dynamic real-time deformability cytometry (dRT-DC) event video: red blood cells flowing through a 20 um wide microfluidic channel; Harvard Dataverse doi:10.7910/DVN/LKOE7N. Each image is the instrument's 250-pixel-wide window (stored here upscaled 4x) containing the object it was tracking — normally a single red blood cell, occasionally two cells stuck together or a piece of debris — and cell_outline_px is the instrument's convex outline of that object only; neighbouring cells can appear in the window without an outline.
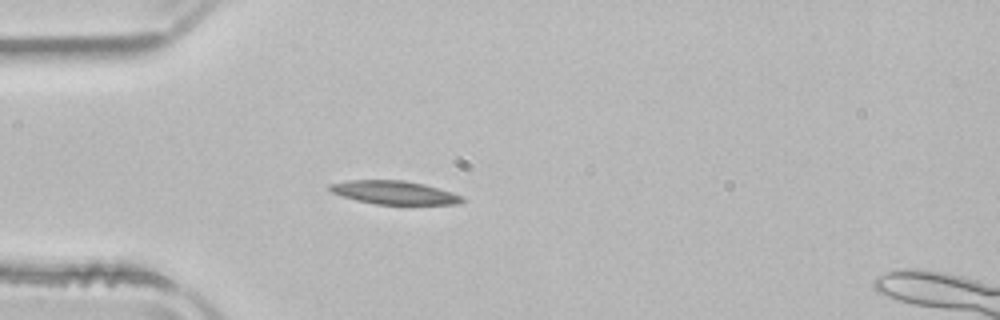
{"species": "common noctule bat (a hibernating species)", "species_latin": "Nyctalus noctula", "temperature_condition": "room temperature", "stored_images_in_passage": 4, "camera_frame_rate_fps": 3000, "um_per_image_px": 0.085, "animal": {"sex": "male", "body_mass_g": 21.5, "forearm_length_mm": 52.0}, "frame": {"image": 1, "passage_image": 4, "time_ms": 1.0, "image_size_px": [1000, 320], "cell_outline_px": [[464, 200], [460, 204], [376, 204], [356, 200], [332, 192], [328, 188], [328, 184], [348, 180], [404, 180], [424, 184], [452, 192], [464, 196]], "centroid_in_image_um": [33.53, 16.36], "position_along_channel_um": 51.5, "area_um2": 18.03}}